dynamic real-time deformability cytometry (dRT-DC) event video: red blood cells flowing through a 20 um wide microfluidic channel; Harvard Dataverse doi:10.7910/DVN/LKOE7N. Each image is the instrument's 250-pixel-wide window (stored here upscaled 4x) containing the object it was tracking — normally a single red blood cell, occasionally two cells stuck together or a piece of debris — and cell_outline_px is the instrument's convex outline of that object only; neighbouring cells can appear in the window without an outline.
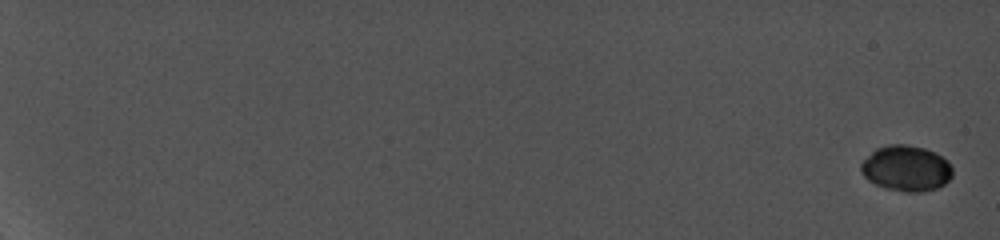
{"species": "common noctule bat (a hibernating species)", "species_latin": "Nyctalus noctula", "temperature_condition": "cold", "stored_images_in_passage": 16, "camera_frame_rate_fps": 5000, "um_per_image_px": 0.085, "animal": {"sex": "female", "body_mass_g": 19.0, "forearm_length_mm": 56.7}, "frame": {"image": 1, "passage_image": 1, "time_ms": 0.0, "image_size_px": [1000, 240], "cell_outline_px": [[952, 176], [944, 184], [936, 188], [916, 192], [908, 192], [888, 188], [876, 184], [868, 180], [864, 176], [860, 168], [860, 164], [876, 148], [888, 144], [908, 144], [924, 148], [936, 152], [948, 160], [952, 164]], "centroid_in_image_um": [77.05, 14.28], "position_along_channel_um": 7.9, "area_um2": 24.33}}
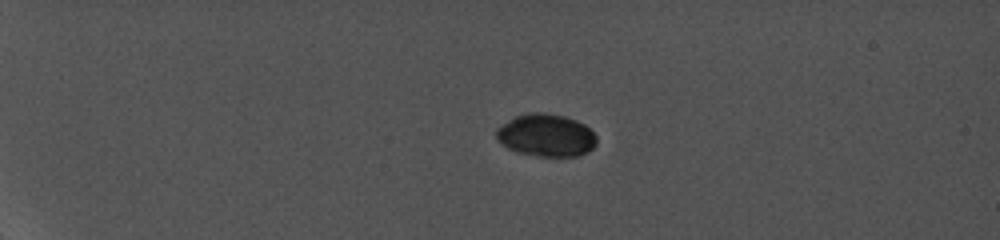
{"frame": {"image": 2, "passage_image": 9, "time_ms": 5.4, "image_size_px": [1000, 240], "cell_outline_px": [[596, 144], [588, 152], [580, 156], [540, 156], [516, 152], [508, 148], [496, 140], [496, 128], [516, 116], [528, 112], [544, 112], [564, 116], [576, 120], [584, 124], [596, 136]], "centroid_in_image_um": [46.41, 11.5], "position_along_channel_um": 38.6, "area_um2": 24.91}}
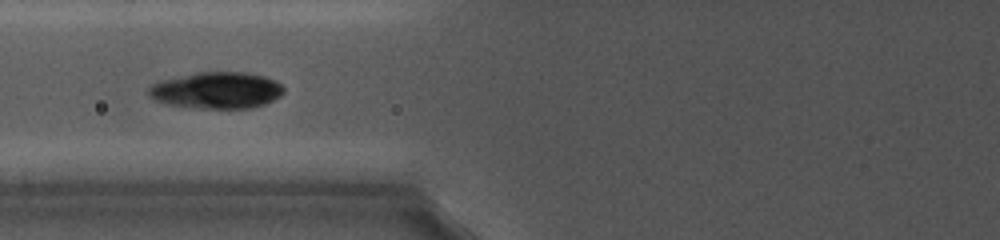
{"frame": {"image": 3, "passage_image": 15, "time_ms": 9.8, "image_size_px": [1000, 240], "cell_outline_px": [[284, 92], [280, 96], [264, 104], [252, 108], [204, 108], [168, 104], [156, 100], [148, 96], [148, 88], [152, 84], [160, 80], [196, 72], [244, 72], [264, 76], [276, 80], [284, 88]], "centroid_in_image_um": [18.42, 7.66], "position_along_channel_um": 107.4, "area_um2": 28.73}}